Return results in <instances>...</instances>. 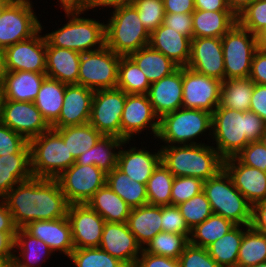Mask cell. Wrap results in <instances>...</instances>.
<instances>
[{"instance_id":"d590c367","label":"cell","mask_w":266,"mask_h":267,"mask_svg":"<svg viewBox=\"0 0 266 267\" xmlns=\"http://www.w3.org/2000/svg\"><path fill=\"white\" fill-rule=\"evenodd\" d=\"M14 251L18 253L14 257L28 267H40L54 254L45 242L31 236L23 228L17 229Z\"/></svg>"},{"instance_id":"9c48e42d","label":"cell","mask_w":266,"mask_h":267,"mask_svg":"<svg viewBox=\"0 0 266 267\" xmlns=\"http://www.w3.org/2000/svg\"><path fill=\"white\" fill-rule=\"evenodd\" d=\"M221 41L225 80L249 77L254 53L259 48L257 36L236 23Z\"/></svg>"},{"instance_id":"681fc988","label":"cell","mask_w":266,"mask_h":267,"mask_svg":"<svg viewBox=\"0 0 266 267\" xmlns=\"http://www.w3.org/2000/svg\"><path fill=\"white\" fill-rule=\"evenodd\" d=\"M237 23L257 36L266 27V0H255L240 13Z\"/></svg>"},{"instance_id":"2a66077c","label":"cell","mask_w":266,"mask_h":267,"mask_svg":"<svg viewBox=\"0 0 266 267\" xmlns=\"http://www.w3.org/2000/svg\"><path fill=\"white\" fill-rule=\"evenodd\" d=\"M0 267H8V259L0 260Z\"/></svg>"},{"instance_id":"4dcf8cb0","label":"cell","mask_w":266,"mask_h":267,"mask_svg":"<svg viewBox=\"0 0 266 267\" xmlns=\"http://www.w3.org/2000/svg\"><path fill=\"white\" fill-rule=\"evenodd\" d=\"M192 17L193 38H222L237 23V17L231 11H203L195 9Z\"/></svg>"},{"instance_id":"ee69618b","label":"cell","mask_w":266,"mask_h":267,"mask_svg":"<svg viewBox=\"0 0 266 267\" xmlns=\"http://www.w3.org/2000/svg\"><path fill=\"white\" fill-rule=\"evenodd\" d=\"M174 175L162 162L153 170L146 184L148 204L157 206L171 205V189Z\"/></svg>"},{"instance_id":"b9fcfbb0","label":"cell","mask_w":266,"mask_h":267,"mask_svg":"<svg viewBox=\"0 0 266 267\" xmlns=\"http://www.w3.org/2000/svg\"><path fill=\"white\" fill-rule=\"evenodd\" d=\"M249 267H266V262H262L260 264H256V265L249 266Z\"/></svg>"},{"instance_id":"e0dca14e","label":"cell","mask_w":266,"mask_h":267,"mask_svg":"<svg viewBox=\"0 0 266 267\" xmlns=\"http://www.w3.org/2000/svg\"><path fill=\"white\" fill-rule=\"evenodd\" d=\"M159 118L154 113L147 94H126L121 117V139L130 141L135 134L151 129L154 138L159 132ZM150 128V129H149Z\"/></svg>"},{"instance_id":"11a10c76","label":"cell","mask_w":266,"mask_h":267,"mask_svg":"<svg viewBox=\"0 0 266 267\" xmlns=\"http://www.w3.org/2000/svg\"><path fill=\"white\" fill-rule=\"evenodd\" d=\"M28 141L0 121V156L18 153Z\"/></svg>"},{"instance_id":"8fae6325","label":"cell","mask_w":266,"mask_h":267,"mask_svg":"<svg viewBox=\"0 0 266 267\" xmlns=\"http://www.w3.org/2000/svg\"><path fill=\"white\" fill-rule=\"evenodd\" d=\"M32 0H12L0 16V49L30 39L40 30Z\"/></svg>"},{"instance_id":"816d5d0a","label":"cell","mask_w":266,"mask_h":267,"mask_svg":"<svg viewBox=\"0 0 266 267\" xmlns=\"http://www.w3.org/2000/svg\"><path fill=\"white\" fill-rule=\"evenodd\" d=\"M162 231L186 235L190 238L191 229L176 205L161 206Z\"/></svg>"},{"instance_id":"60d3db41","label":"cell","mask_w":266,"mask_h":267,"mask_svg":"<svg viewBox=\"0 0 266 267\" xmlns=\"http://www.w3.org/2000/svg\"><path fill=\"white\" fill-rule=\"evenodd\" d=\"M235 226L236 224L231 220L217 214H212L201 224L191 229L189 243L194 246L207 248L211 243L222 238Z\"/></svg>"},{"instance_id":"003e7915","label":"cell","mask_w":266,"mask_h":267,"mask_svg":"<svg viewBox=\"0 0 266 267\" xmlns=\"http://www.w3.org/2000/svg\"><path fill=\"white\" fill-rule=\"evenodd\" d=\"M133 0H87L86 5L83 7L86 11L91 9L94 11L98 7L117 8L125 5L132 4Z\"/></svg>"},{"instance_id":"7bdbcfd3","label":"cell","mask_w":266,"mask_h":267,"mask_svg":"<svg viewBox=\"0 0 266 267\" xmlns=\"http://www.w3.org/2000/svg\"><path fill=\"white\" fill-rule=\"evenodd\" d=\"M266 262V236L246 227L239 248L237 267H249Z\"/></svg>"},{"instance_id":"680465c9","label":"cell","mask_w":266,"mask_h":267,"mask_svg":"<svg viewBox=\"0 0 266 267\" xmlns=\"http://www.w3.org/2000/svg\"><path fill=\"white\" fill-rule=\"evenodd\" d=\"M249 78L255 84L266 85V48H258L255 51Z\"/></svg>"},{"instance_id":"e7e4bbea","label":"cell","mask_w":266,"mask_h":267,"mask_svg":"<svg viewBox=\"0 0 266 267\" xmlns=\"http://www.w3.org/2000/svg\"><path fill=\"white\" fill-rule=\"evenodd\" d=\"M13 216L3 198H0V232H17Z\"/></svg>"},{"instance_id":"11e5206c","label":"cell","mask_w":266,"mask_h":267,"mask_svg":"<svg viewBox=\"0 0 266 267\" xmlns=\"http://www.w3.org/2000/svg\"><path fill=\"white\" fill-rule=\"evenodd\" d=\"M260 141L263 143V145L266 148V129H265V132L262 134Z\"/></svg>"},{"instance_id":"6da1fadb","label":"cell","mask_w":266,"mask_h":267,"mask_svg":"<svg viewBox=\"0 0 266 267\" xmlns=\"http://www.w3.org/2000/svg\"><path fill=\"white\" fill-rule=\"evenodd\" d=\"M3 200L18 229L33 221L67 217L70 205L56 179L39 177L19 182Z\"/></svg>"},{"instance_id":"7c38bea8","label":"cell","mask_w":266,"mask_h":267,"mask_svg":"<svg viewBox=\"0 0 266 267\" xmlns=\"http://www.w3.org/2000/svg\"><path fill=\"white\" fill-rule=\"evenodd\" d=\"M106 175L107 173L95 165L74 163L56 180L70 205L86 204L94 193L106 184Z\"/></svg>"},{"instance_id":"f907efd6","label":"cell","mask_w":266,"mask_h":267,"mask_svg":"<svg viewBox=\"0 0 266 267\" xmlns=\"http://www.w3.org/2000/svg\"><path fill=\"white\" fill-rule=\"evenodd\" d=\"M204 181L196 177H174L171 189V205H179L203 191Z\"/></svg>"},{"instance_id":"2644e50d","label":"cell","mask_w":266,"mask_h":267,"mask_svg":"<svg viewBox=\"0 0 266 267\" xmlns=\"http://www.w3.org/2000/svg\"><path fill=\"white\" fill-rule=\"evenodd\" d=\"M259 48H266V27L257 35Z\"/></svg>"},{"instance_id":"91938a15","label":"cell","mask_w":266,"mask_h":267,"mask_svg":"<svg viewBox=\"0 0 266 267\" xmlns=\"http://www.w3.org/2000/svg\"><path fill=\"white\" fill-rule=\"evenodd\" d=\"M249 111L256 113L266 123V85L254 84Z\"/></svg>"},{"instance_id":"836d02e7","label":"cell","mask_w":266,"mask_h":267,"mask_svg":"<svg viewBox=\"0 0 266 267\" xmlns=\"http://www.w3.org/2000/svg\"><path fill=\"white\" fill-rule=\"evenodd\" d=\"M146 75L150 84L172 74L179 66L163 53L152 49L149 45L129 55Z\"/></svg>"},{"instance_id":"6f0895ef","label":"cell","mask_w":266,"mask_h":267,"mask_svg":"<svg viewBox=\"0 0 266 267\" xmlns=\"http://www.w3.org/2000/svg\"><path fill=\"white\" fill-rule=\"evenodd\" d=\"M134 267H181L178 259L146 253L143 249Z\"/></svg>"},{"instance_id":"7dc6e473","label":"cell","mask_w":266,"mask_h":267,"mask_svg":"<svg viewBox=\"0 0 266 267\" xmlns=\"http://www.w3.org/2000/svg\"><path fill=\"white\" fill-rule=\"evenodd\" d=\"M177 206L190 229L201 224L213 214L210 202L203 191Z\"/></svg>"},{"instance_id":"52a82bcc","label":"cell","mask_w":266,"mask_h":267,"mask_svg":"<svg viewBox=\"0 0 266 267\" xmlns=\"http://www.w3.org/2000/svg\"><path fill=\"white\" fill-rule=\"evenodd\" d=\"M33 177L56 179L75 159L62 136L53 128L28 141Z\"/></svg>"},{"instance_id":"6125c7cd","label":"cell","mask_w":266,"mask_h":267,"mask_svg":"<svg viewBox=\"0 0 266 267\" xmlns=\"http://www.w3.org/2000/svg\"><path fill=\"white\" fill-rule=\"evenodd\" d=\"M165 13H193L194 0H163Z\"/></svg>"},{"instance_id":"8c879c8a","label":"cell","mask_w":266,"mask_h":267,"mask_svg":"<svg viewBox=\"0 0 266 267\" xmlns=\"http://www.w3.org/2000/svg\"><path fill=\"white\" fill-rule=\"evenodd\" d=\"M8 267H28L18 261L15 257L8 259Z\"/></svg>"},{"instance_id":"d4e9b609","label":"cell","mask_w":266,"mask_h":267,"mask_svg":"<svg viewBox=\"0 0 266 267\" xmlns=\"http://www.w3.org/2000/svg\"><path fill=\"white\" fill-rule=\"evenodd\" d=\"M129 142L124 141V148L121 146L122 149L119 150L117 168L130 179L146 185L153 170L161 162V150L152 153L146 150L147 147L141 149L135 146L125 149V144L128 145Z\"/></svg>"},{"instance_id":"5bb4252c","label":"cell","mask_w":266,"mask_h":267,"mask_svg":"<svg viewBox=\"0 0 266 267\" xmlns=\"http://www.w3.org/2000/svg\"><path fill=\"white\" fill-rule=\"evenodd\" d=\"M222 81L182 67V107L213 113L220 105Z\"/></svg>"},{"instance_id":"cb8c5ba5","label":"cell","mask_w":266,"mask_h":267,"mask_svg":"<svg viewBox=\"0 0 266 267\" xmlns=\"http://www.w3.org/2000/svg\"><path fill=\"white\" fill-rule=\"evenodd\" d=\"M23 229L33 237L45 242L53 252L59 251L67 258L75 249L69 220L62 217L28 223Z\"/></svg>"},{"instance_id":"f6af8a7d","label":"cell","mask_w":266,"mask_h":267,"mask_svg":"<svg viewBox=\"0 0 266 267\" xmlns=\"http://www.w3.org/2000/svg\"><path fill=\"white\" fill-rule=\"evenodd\" d=\"M188 244L189 238L186 235L161 231L145 245L143 250L149 254L179 259Z\"/></svg>"},{"instance_id":"74e56055","label":"cell","mask_w":266,"mask_h":267,"mask_svg":"<svg viewBox=\"0 0 266 267\" xmlns=\"http://www.w3.org/2000/svg\"><path fill=\"white\" fill-rule=\"evenodd\" d=\"M236 225L222 238L211 243L207 250L209 255L220 267H237L240 244L245 232V227L250 225Z\"/></svg>"},{"instance_id":"603a6c76","label":"cell","mask_w":266,"mask_h":267,"mask_svg":"<svg viewBox=\"0 0 266 267\" xmlns=\"http://www.w3.org/2000/svg\"><path fill=\"white\" fill-rule=\"evenodd\" d=\"M147 96L160 119L182 107V67L150 85Z\"/></svg>"},{"instance_id":"5b68a950","label":"cell","mask_w":266,"mask_h":267,"mask_svg":"<svg viewBox=\"0 0 266 267\" xmlns=\"http://www.w3.org/2000/svg\"><path fill=\"white\" fill-rule=\"evenodd\" d=\"M112 10L111 17L105 22L106 46L109 49L120 56H129L149 45L150 34L132 4Z\"/></svg>"},{"instance_id":"f1b7e54d","label":"cell","mask_w":266,"mask_h":267,"mask_svg":"<svg viewBox=\"0 0 266 267\" xmlns=\"http://www.w3.org/2000/svg\"><path fill=\"white\" fill-rule=\"evenodd\" d=\"M32 177L29 143L18 153L0 156V198L19 182Z\"/></svg>"},{"instance_id":"34e18365","label":"cell","mask_w":266,"mask_h":267,"mask_svg":"<svg viewBox=\"0 0 266 267\" xmlns=\"http://www.w3.org/2000/svg\"><path fill=\"white\" fill-rule=\"evenodd\" d=\"M12 0H0V16L4 8L11 2Z\"/></svg>"},{"instance_id":"d6986e66","label":"cell","mask_w":266,"mask_h":267,"mask_svg":"<svg viewBox=\"0 0 266 267\" xmlns=\"http://www.w3.org/2000/svg\"><path fill=\"white\" fill-rule=\"evenodd\" d=\"M187 67L223 82L225 70L221 38H193Z\"/></svg>"},{"instance_id":"277c9868","label":"cell","mask_w":266,"mask_h":267,"mask_svg":"<svg viewBox=\"0 0 266 267\" xmlns=\"http://www.w3.org/2000/svg\"><path fill=\"white\" fill-rule=\"evenodd\" d=\"M67 23L44 34L46 46H54L79 53L99 50L106 45L105 22L95 18L80 17L86 13L83 8H63Z\"/></svg>"},{"instance_id":"ffe728a7","label":"cell","mask_w":266,"mask_h":267,"mask_svg":"<svg viewBox=\"0 0 266 267\" xmlns=\"http://www.w3.org/2000/svg\"><path fill=\"white\" fill-rule=\"evenodd\" d=\"M99 247L127 267H134L142 251L127 223L106 222Z\"/></svg>"},{"instance_id":"30bf717a","label":"cell","mask_w":266,"mask_h":267,"mask_svg":"<svg viewBox=\"0 0 266 267\" xmlns=\"http://www.w3.org/2000/svg\"><path fill=\"white\" fill-rule=\"evenodd\" d=\"M120 59L121 56L106 45L99 50L81 53L77 85L94 91L116 88Z\"/></svg>"},{"instance_id":"ac0fdd59","label":"cell","mask_w":266,"mask_h":267,"mask_svg":"<svg viewBox=\"0 0 266 267\" xmlns=\"http://www.w3.org/2000/svg\"><path fill=\"white\" fill-rule=\"evenodd\" d=\"M67 218L75 249L99 247L106 221L87 204H71Z\"/></svg>"},{"instance_id":"4fadbf2b","label":"cell","mask_w":266,"mask_h":267,"mask_svg":"<svg viewBox=\"0 0 266 267\" xmlns=\"http://www.w3.org/2000/svg\"><path fill=\"white\" fill-rule=\"evenodd\" d=\"M126 93L118 88L95 90L89 123L103 136L121 139V117Z\"/></svg>"},{"instance_id":"c3c4849f","label":"cell","mask_w":266,"mask_h":267,"mask_svg":"<svg viewBox=\"0 0 266 267\" xmlns=\"http://www.w3.org/2000/svg\"><path fill=\"white\" fill-rule=\"evenodd\" d=\"M132 5L137 9L139 19L149 34L163 23V0H133Z\"/></svg>"},{"instance_id":"b9f144b4","label":"cell","mask_w":266,"mask_h":267,"mask_svg":"<svg viewBox=\"0 0 266 267\" xmlns=\"http://www.w3.org/2000/svg\"><path fill=\"white\" fill-rule=\"evenodd\" d=\"M150 83L146 75L129 56H121L116 88L126 94H147Z\"/></svg>"},{"instance_id":"8992f818","label":"cell","mask_w":266,"mask_h":267,"mask_svg":"<svg viewBox=\"0 0 266 267\" xmlns=\"http://www.w3.org/2000/svg\"><path fill=\"white\" fill-rule=\"evenodd\" d=\"M211 123L212 113L181 107L160 118L156 139L164 142L160 146L204 144L196 141L203 134L206 135L208 130L207 135L211 136Z\"/></svg>"},{"instance_id":"d6a6232c","label":"cell","mask_w":266,"mask_h":267,"mask_svg":"<svg viewBox=\"0 0 266 267\" xmlns=\"http://www.w3.org/2000/svg\"><path fill=\"white\" fill-rule=\"evenodd\" d=\"M124 141L114 136H102L95 146L77 157L75 163L95 165L105 173L111 172L117 167L119 150Z\"/></svg>"},{"instance_id":"03108f58","label":"cell","mask_w":266,"mask_h":267,"mask_svg":"<svg viewBox=\"0 0 266 267\" xmlns=\"http://www.w3.org/2000/svg\"><path fill=\"white\" fill-rule=\"evenodd\" d=\"M194 4L203 11H231L226 0H194Z\"/></svg>"},{"instance_id":"753ad0ef","label":"cell","mask_w":266,"mask_h":267,"mask_svg":"<svg viewBox=\"0 0 266 267\" xmlns=\"http://www.w3.org/2000/svg\"><path fill=\"white\" fill-rule=\"evenodd\" d=\"M4 70H3V50L0 49V83L2 80Z\"/></svg>"},{"instance_id":"7a4b0ae2","label":"cell","mask_w":266,"mask_h":267,"mask_svg":"<svg viewBox=\"0 0 266 267\" xmlns=\"http://www.w3.org/2000/svg\"><path fill=\"white\" fill-rule=\"evenodd\" d=\"M266 123L254 112L219 105L212 113L211 139L223 159L235 157L250 142L260 141Z\"/></svg>"},{"instance_id":"7402d4cb","label":"cell","mask_w":266,"mask_h":267,"mask_svg":"<svg viewBox=\"0 0 266 267\" xmlns=\"http://www.w3.org/2000/svg\"><path fill=\"white\" fill-rule=\"evenodd\" d=\"M223 168L238 189L251 204L266 200V173L240 163L235 157L224 159Z\"/></svg>"},{"instance_id":"44dd1931","label":"cell","mask_w":266,"mask_h":267,"mask_svg":"<svg viewBox=\"0 0 266 267\" xmlns=\"http://www.w3.org/2000/svg\"><path fill=\"white\" fill-rule=\"evenodd\" d=\"M94 90L77 85H66L64 101L59 118L51 128L83 125L89 123Z\"/></svg>"},{"instance_id":"484cf974","label":"cell","mask_w":266,"mask_h":267,"mask_svg":"<svg viewBox=\"0 0 266 267\" xmlns=\"http://www.w3.org/2000/svg\"><path fill=\"white\" fill-rule=\"evenodd\" d=\"M46 73L4 71L0 83L1 100L34 102Z\"/></svg>"},{"instance_id":"2e32d148","label":"cell","mask_w":266,"mask_h":267,"mask_svg":"<svg viewBox=\"0 0 266 267\" xmlns=\"http://www.w3.org/2000/svg\"><path fill=\"white\" fill-rule=\"evenodd\" d=\"M0 121L27 141L51 128L33 102L1 100Z\"/></svg>"},{"instance_id":"db71d44e","label":"cell","mask_w":266,"mask_h":267,"mask_svg":"<svg viewBox=\"0 0 266 267\" xmlns=\"http://www.w3.org/2000/svg\"><path fill=\"white\" fill-rule=\"evenodd\" d=\"M235 158L244 165L266 171V148L261 141L250 142Z\"/></svg>"},{"instance_id":"ab89813d","label":"cell","mask_w":266,"mask_h":267,"mask_svg":"<svg viewBox=\"0 0 266 267\" xmlns=\"http://www.w3.org/2000/svg\"><path fill=\"white\" fill-rule=\"evenodd\" d=\"M67 144L74 159L96 145L103 136L90 123L55 129Z\"/></svg>"},{"instance_id":"f546056e","label":"cell","mask_w":266,"mask_h":267,"mask_svg":"<svg viewBox=\"0 0 266 267\" xmlns=\"http://www.w3.org/2000/svg\"><path fill=\"white\" fill-rule=\"evenodd\" d=\"M127 225L143 249L156 234L162 231L161 206L145 204L131 208Z\"/></svg>"},{"instance_id":"8d00e7d4","label":"cell","mask_w":266,"mask_h":267,"mask_svg":"<svg viewBox=\"0 0 266 267\" xmlns=\"http://www.w3.org/2000/svg\"><path fill=\"white\" fill-rule=\"evenodd\" d=\"M106 184L131 208L148 204L146 185L130 179L117 167L107 173Z\"/></svg>"},{"instance_id":"a7ac6f4b","label":"cell","mask_w":266,"mask_h":267,"mask_svg":"<svg viewBox=\"0 0 266 267\" xmlns=\"http://www.w3.org/2000/svg\"><path fill=\"white\" fill-rule=\"evenodd\" d=\"M231 12L238 17L255 0H226Z\"/></svg>"},{"instance_id":"4316f807","label":"cell","mask_w":266,"mask_h":267,"mask_svg":"<svg viewBox=\"0 0 266 267\" xmlns=\"http://www.w3.org/2000/svg\"><path fill=\"white\" fill-rule=\"evenodd\" d=\"M149 46L179 67H186L189 62L191 40L163 24L150 34Z\"/></svg>"},{"instance_id":"e575fe53","label":"cell","mask_w":266,"mask_h":267,"mask_svg":"<svg viewBox=\"0 0 266 267\" xmlns=\"http://www.w3.org/2000/svg\"><path fill=\"white\" fill-rule=\"evenodd\" d=\"M66 85L56 79L46 77L33 102L50 126L60 116Z\"/></svg>"},{"instance_id":"f35d334b","label":"cell","mask_w":266,"mask_h":267,"mask_svg":"<svg viewBox=\"0 0 266 267\" xmlns=\"http://www.w3.org/2000/svg\"><path fill=\"white\" fill-rule=\"evenodd\" d=\"M254 82L249 78H233L222 82L220 105L246 112L250 109Z\"/></svg>"},{"instance_id":"bcb514c9","label":"cell","mask_w":266,"mask_h":267,"mask_svg":"<svg viewBox=\"0 0 266 267\" xmlns=\"http://www.w3.org/2000/svg\"><path fill=\"white\" fill-rule=\"evenodd\" d=\"M68 258L74 267H127L100 247L74 249Z\"/></svg>"},{"instance_id":"83f0119b","label":"cell","mask_w":266,"mask_h":267,"mask_svg":"<svg viewBox=\"0 0 266 267\" xmlns=\"http://www.w3.org/2000/svg\"><path fill=\"white\" fill-rule=\"evenodd\" d=\"M81 53L46 46V75L67 85L77 84Z\"/></svg>"},{"instance_id":"9f6ffc18","label":"cell","mask_w":266,"mask_h":267,"mask_svg":"<svg viewBox=\"0 0 266 267\" xmlns=\"http://www.w3.org/2000/svg\"><path fill=\"white\" fill-rule=\"evenodd\" d=\"M192 13H165L163 25L170 27L178 33L193 39Z\"/></svg>"},{"instance_id":"3957f363","label":"cell","mask_w":266,"mask_h":267,"mask_svg":"<svg viewBox=\"0 0 266 267\" xmlns=\"http://www.w3.org/2000/svg\"><path fill=\"white\" fill-rule=\"evenodd\" d=\"M161 162L174 177H196L206 181L223 169L224 159L213 145L161 146Z\"/></svg>"},{"instance_id":"be15d7a7","label":"cell","mask_w":266,"mask_h":267,"mask_svg":"<svg viewBox=\"0 0 266 267\" xmlns=\"http://www.w3.org/2000/svg\"><path fill=\"white\" fill-rule=\"evenodd\" d=\"M16 232H0V260L14 257Z\"/></svg>"},{"instance_id":"89a4df30","label":"cell","mask_w":266,"mask_h":267,"mask_svg":"<svg viewBox=\"0 0 266 267\" xmlns=\"http://www.w3.org/2000/svg\"><path fill=\"white\" fill-rule=\"evenodd\" d=\"M61 8H83L87 0H58Z\"/></svg>"},{"instance_id":"1f68e13d","label":"cell","mask_w":266,"mask_h":267,"mask_svg":"<svg viewBox=\"0 0 266 267\" xmlns=\"http://www.w3.org/2000/svg\"><path fill=\"white\" fill-rule=\"evenodd\" d=\"M106 222L127 223L131 207L107 184L98 189L86 203Z\"/></svg>"},{"instance_id":"ba28073f","label":"cell","mask_w":266,"mask_h":267,"mask_svg":"<svg viewBox=\"0 0 266 267\" xmlns=\"http://www.w3.org/2000/svg\"><path fill=\"white\" fill-rule=\"evenodd\" d=\"M203 192L210 202L213 214L223 216L236 225H250L252 205L234 187L224 168L204 181Z\"/></svg>"},{"instance_id":"94428289","label":"cell","mask_w":266,"mask_h":267,"mask_svg":"<svg viewBox=\"0 0 266 267\" xmlns=\"http://www.w3.org/2000/svg\"><path fill=\"white\" fill-rule=\"evenodd\" d=\"M250 226L266 236V200L252 205Z\"/></svg>"},{"instance_id":"f5cc1de1","label":"cell","mask_w":266,"mask_h":267,"mask_svg":"<svg viewBox=\"0 0 266 267\" xmlns=\"http://www.w3.org/2000/svg\"><path fill=\"white\" fill-rule=\"evenodd\" d=\"M181 267H220L209 255L207 248L191 245L185 247L179 256Z\"/></svg>"},{"instance_id":"9a60e30c","label":"cell","mask_w":266,"mask_h":267,"mask_svg":"<svg viewBox=\"0 0 266 267\" xmlns=\"http://www.w3.org/2000/svg\"><path fill=\"white\" fill-rule=\"evenodd\" d=\"M40 30L30 39L17 42L3 50L4 71L46 72V39Z\"/></svg>"}]
</instances>
